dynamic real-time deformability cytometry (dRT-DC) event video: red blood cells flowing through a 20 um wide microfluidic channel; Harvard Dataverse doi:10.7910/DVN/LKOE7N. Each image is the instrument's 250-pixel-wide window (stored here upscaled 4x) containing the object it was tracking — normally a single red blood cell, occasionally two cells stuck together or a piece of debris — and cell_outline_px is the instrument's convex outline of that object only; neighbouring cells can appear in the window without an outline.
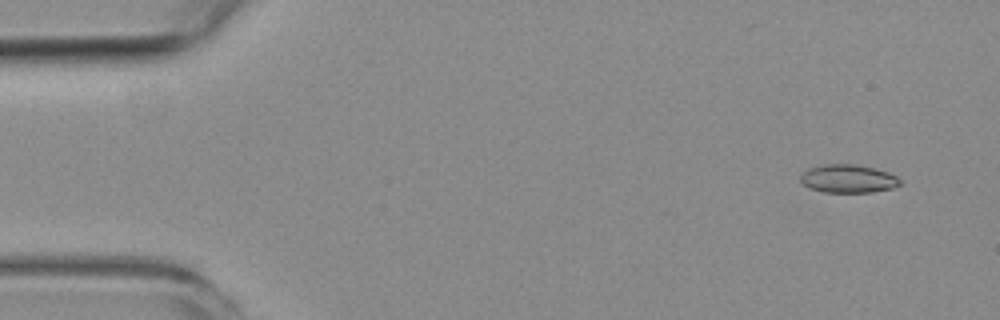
{"species": "common noctule bat (a hibernating species)", "species_latin": "Nyctalus noctula", "temperature_condition": "room temperature", "stored_images_in_passage": 4, "camera_frame_rate_fps": 3000, "um_per_image_px": 0.085, "animal": {"sex": "female", "body_mass_g": 19.3, "forearm_length_mm": 54.1}, "frame": {"image": 1, "passage_image": 1, "time_ms": 0.0, "image_size_px": [1000, 320], "cell_outline_px": [[900, 184], [892, 188], [872, 192], [824, 192], [808, 188], [800, 180], [800, 176], [808, 168], [824, 164], [852, 164], [872, 168], [888, 172], [896, 176], [900, 180]], "centroid_in_image_um": [72.06, 15.19], "position_along_channel_um": 12.9, "area_um2": 16.24}}